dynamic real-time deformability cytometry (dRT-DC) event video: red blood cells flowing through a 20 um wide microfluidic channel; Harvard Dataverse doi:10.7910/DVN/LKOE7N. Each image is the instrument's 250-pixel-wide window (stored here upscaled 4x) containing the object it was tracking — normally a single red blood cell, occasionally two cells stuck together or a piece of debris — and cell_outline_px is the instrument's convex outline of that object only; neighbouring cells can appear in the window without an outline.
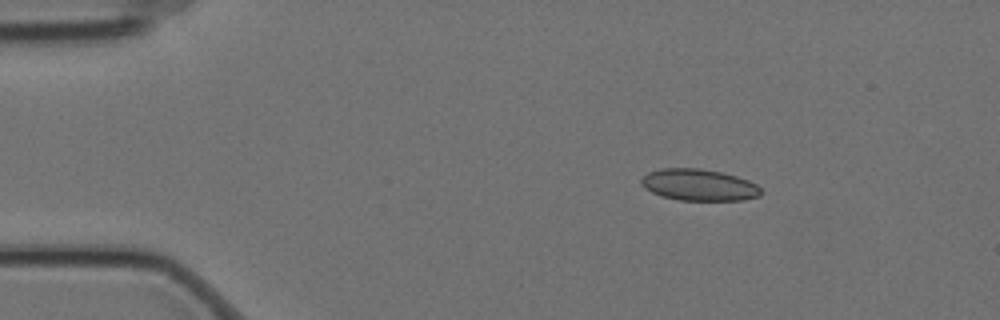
{"species": "Egyptian fruit bat (a non-hibernating species)", "species_latin": "Rousettus aegyptiacus", "temperature_condition": "cold", "stored_images_in_passage": 7, "camera_frame_rate_fps": 3000, "um_per_image_px": 0.085, "animal": {"sex": "female"}, "frame": {"image": 1, "passage_image": 1, "time_ms": 0.0, "image_size_px": [1000, 320], "cell_outline_px": [[760, 196], [744, 200], [680, 200], [660, 196], [644, 188], [640, 184], [640, 180], [648, 172], [660, 168], [700, 168], [720, 172], [736, 176], [748, 180], [756, 184], [760, 188]], "centroid_in_image_um": [59.38, 15.71], "position_along_channel_um": 25.6, "area_um2": 22.08}}
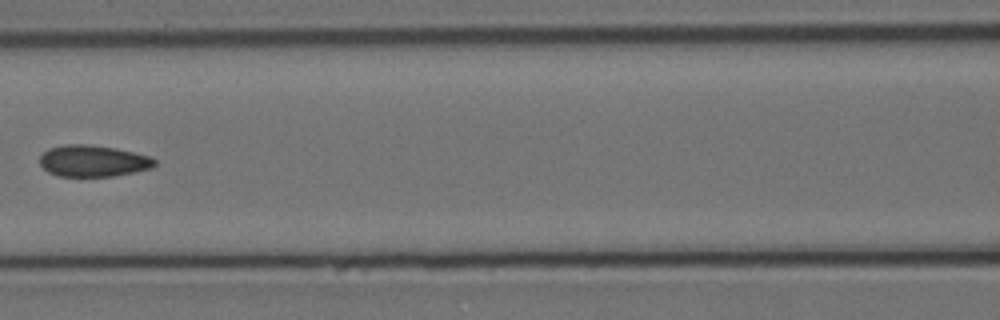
{"frame": {"image": 2, "passage_image": 5, "time_ms": 1.333, "image_size_px": [1000, 320], "cell_outline_px": [[156, 164], [152, 168], [112, 176], [56, 176], [48, 172], [40, 164], [40, 156], [48, 148], [64, 144], [88, 144], [116, 148], [148, 156], [156, 160]], "centroid_in_image_um": [7.88, 13.67], "position_along_channel_um": 158.7, "area_um2": 21.04}}
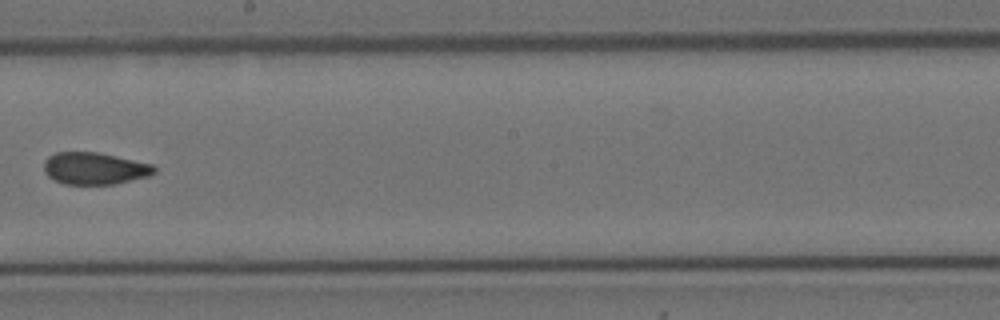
{"frame": {"image": 3, "passage_image": 7, "time_ms": 2.0, "image_size_px": [1000, 320], "cell_outline_px": [[156, 172], [148, 176], [116, 184], [64, 184], [48, 176], [44, 172], [44, 160], [48, 156], [56, 152], [96, 152], [116, 156], [152, 164], [156, 168]], "centroid_in_image_um": [8.03, 14.31], "position_along_channel_um": 240.2, "area_um2": 20.58}}